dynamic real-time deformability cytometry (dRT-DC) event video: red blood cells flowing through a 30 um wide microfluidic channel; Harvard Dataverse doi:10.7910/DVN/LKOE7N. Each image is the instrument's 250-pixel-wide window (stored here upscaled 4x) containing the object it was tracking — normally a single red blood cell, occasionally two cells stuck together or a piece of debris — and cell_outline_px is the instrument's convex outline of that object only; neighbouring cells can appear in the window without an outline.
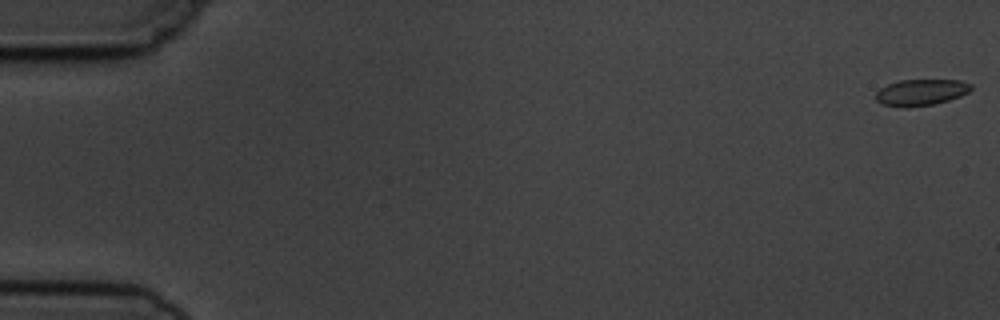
{"species": "common noctule bat (a hibernating species)", "species_latin": "Nyctalus noctula", "temperature_condition": "cold", "stored_images_in_passage": 5, "camera_frame_rate_fps": 3000, "um_per_image_px": 0.085, "animal": {"sex": "male", "body_mass_g": 19.5, "forearm_length_mm": 54.6}, "frame": {"image": 1, "passage_image": 1, "time_ms": 0.0, "image_size_px": [1000, 320], "cell_outline_px": [[972, 88], [968, 92], [960, 96], [948, 100], [932, 104], [908, 108], [904, 108], [880, 104], [876, 100], [876, 92], [880, 88], [888, 84], [900, 80], [960, 80], [972, 84]], "centroid_in_image_um": [78.26, 7.85], "position_along_channel_um": 6.7, "area_um2": 14.68}}